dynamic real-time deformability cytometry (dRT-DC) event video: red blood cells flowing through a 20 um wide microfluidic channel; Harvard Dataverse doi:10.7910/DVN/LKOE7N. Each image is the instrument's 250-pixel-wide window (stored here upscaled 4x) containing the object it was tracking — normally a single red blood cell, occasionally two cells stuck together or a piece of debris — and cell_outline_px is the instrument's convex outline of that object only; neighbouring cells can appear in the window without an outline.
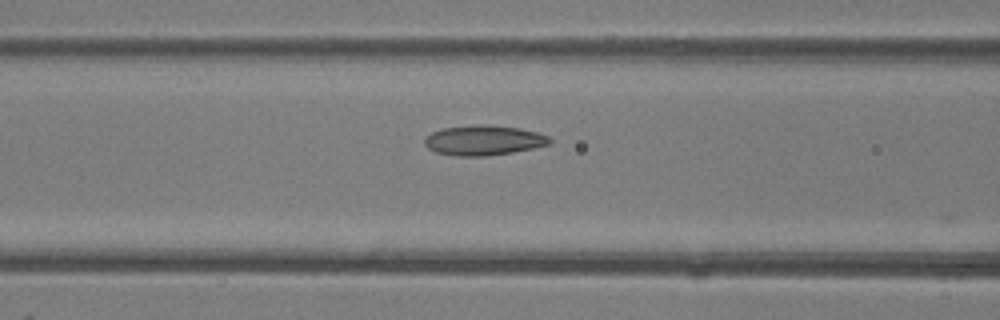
{"species": "common noctule bat (a hibernating species)", "species_latin": "Nyctalus noctula", "temperature_condition": "room temperature", "stored_images_in_passage": 29, "camera_frame_rate_fps": 3000, "um_per_image_px": 0.085, "animal": {"sex": "female"}, "frame": {"image": 1, "passage_image": 3, "time_ms": 0.667, "image_size_px": [1000, 320], "cell_outline_px": [[552, 144], [512, 152], [484, 156], [456, 156], [436, 152], [428, 148], [424, 144], [424, 136], [432, 132], [444, 128], [480, 124], [520, 128], [536, 132], [548, 136], [552, 140]], "centroid_in_image_um": [41.1, 11.92], "position_along_channel_um": 125.5, "area_um2": 21.79}}
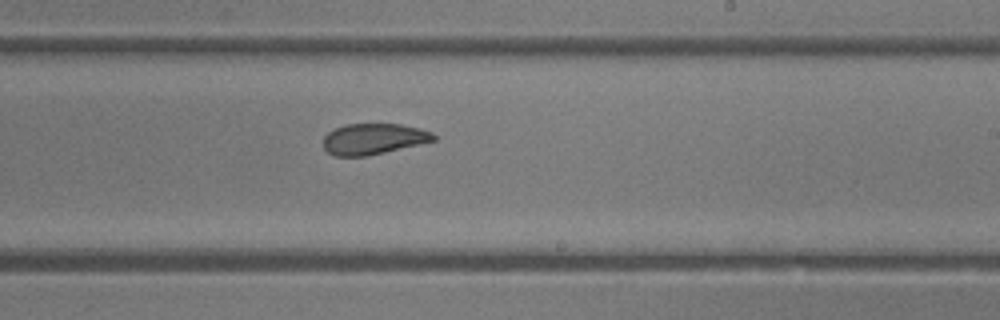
{"frame": {"image": 2, "passage_image": 12, "time_ms": 3.667, "image_size_px": [1000, 320], "cell_outline_px": [[436, 140], [368, 156], [336, 156], [328, 152], [324, 148], [324, 136], [328, 132], [344, 124], [400, 124], [420, 128], [432, 132], [436, 136]], "centroid_in_image_um": [31.75, 11.8], "position_along_channel_um": 257.2, "area_um2": 19.83}}
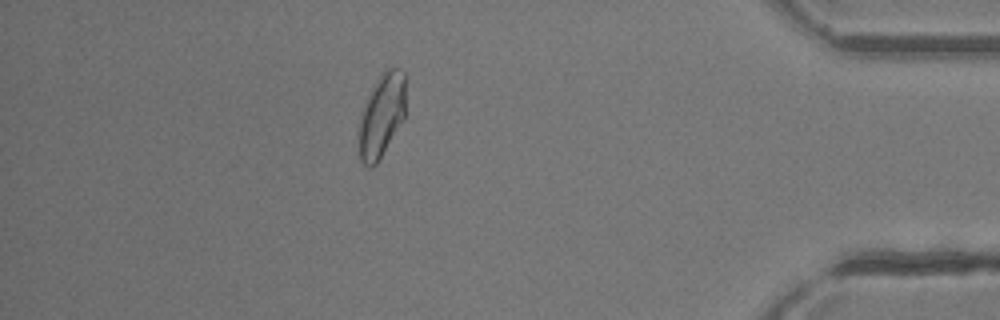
{"frame": {"image": 3, "passage_image": 25, "time_ms": 8.0, "image_size_px": [1000, 320], "cell_outline_px": [[404, 120], [376, 164], [372, 168], [368, 168], [360, 160], [360, 112], [364, 100], [380, 76], [388, 68], [396, 68], [404, 72]], "centroid_in_image_um": [32.43, 9.83], "position_along_channel_um": 402.8, "area_um2": 22.48}}